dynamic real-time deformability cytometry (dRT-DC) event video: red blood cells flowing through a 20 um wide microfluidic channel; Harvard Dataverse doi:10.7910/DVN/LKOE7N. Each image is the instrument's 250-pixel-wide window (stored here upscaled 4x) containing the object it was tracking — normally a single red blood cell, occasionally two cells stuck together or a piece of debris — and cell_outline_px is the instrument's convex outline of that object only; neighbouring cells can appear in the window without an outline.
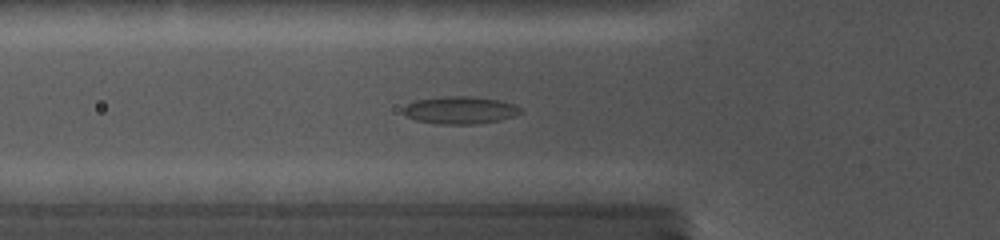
{"species": "common noctule bat (a hibernating species)", "species_latin": "Nyctalus noctula", "temperature_condition": "cold", "stored_images_in_passage": 33, "camera_frame_rate_fps": 5000, "um_per_image_px": 0.085, "animal": {"sex": "female", "body_mass_g": 19.0, "forearm_length_mm": 56.7}, "frame": {"image": 1, "passage_image": 10, "time_ms": 5.8, "image_size_px": [1000, 240], "cell_outline_px": [[524, 112], [516, 116], [500, 120], [472, 124], [436, 124], [416, 120], [408, 116], [404, 112], [404, 108], [408, 104], [416, 100], [448, 96], [464, 96], [496, 100], [516, 104]], "centroid_in_image_um": [39.16, 9.37], "position_along_channel_um": 86.6, "area_um2": 18.55}}
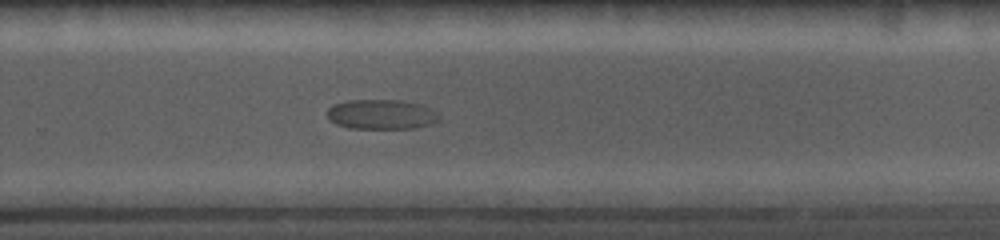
{"frame": {"image": 2, "passage_image": 21, "time_ms": 11.8, "image_size_px": [1000, 240], "cell_outline_px": [[440, 120], [432, 124], [416, 128], [348, 128], [336, 124], [328, 120], [328, 108], [332, 104], [352, 100], [396, 100], [416, 104], [428, 108], [436, 112], [440, 116]], "centroid_in_image_um": [32.39, 9.73], "position_along_channel_um": 297.4, "area_um2": 19.31}}
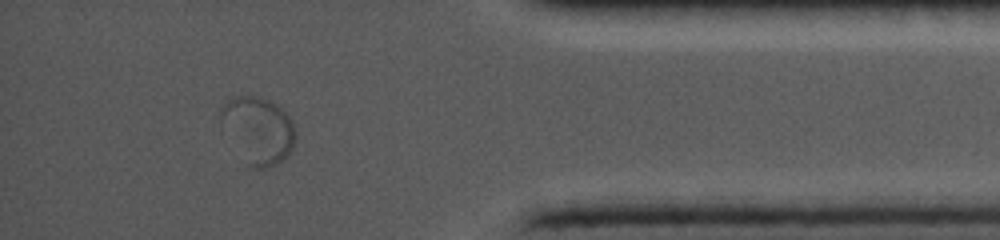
{"frame": {"image": 3, "passage_image": 31, "time_ms": 15.6, "image_size_px": [1000, 240], "cell_outline_px": [[296, 140], [292, 148], [276, 164], [264, 168], [256, 168], [252, 164], [220, 128], [220, 108], [224, 100], [236, 96], [260, 96], [276, 104], [292, 120], [296, 132]], "centroid_in_image_um": [21.91, 10.97], "position_along_channel_um": 413.3, "area_um2": 28.55}}